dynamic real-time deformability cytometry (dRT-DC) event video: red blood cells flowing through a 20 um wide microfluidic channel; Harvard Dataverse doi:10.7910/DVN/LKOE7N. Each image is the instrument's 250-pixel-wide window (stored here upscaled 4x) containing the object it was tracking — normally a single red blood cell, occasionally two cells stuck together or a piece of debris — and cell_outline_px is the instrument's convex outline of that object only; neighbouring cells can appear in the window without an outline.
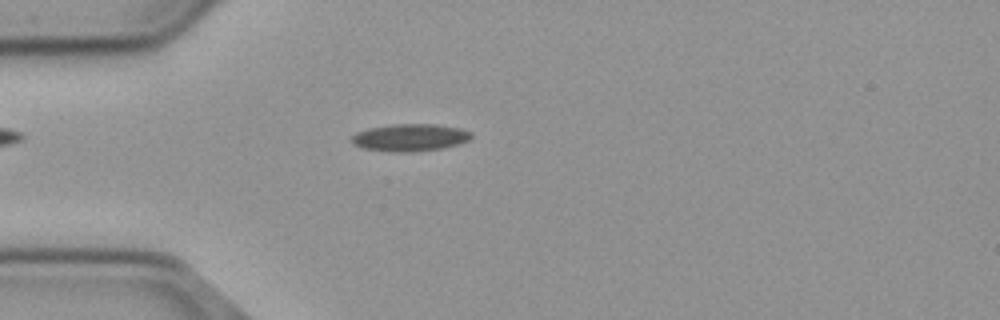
{"species": "common noctule bat (a hibernating species)", "species_latin": "Nyctalus noctula", "temperature_condition": "cold", "stored_images_in_passage": 46, "camera_frame_rate_fps": 3000, "um_per_image_px": 0.085, "animal": {"sex": "male", "body_mass_g": 23.1, "forearm_length_mm": 52.7}, "frame": {"image": 1, "passage_image": 6, "time_ms": 1.667, "image_size_px": [1000, 320], "cell_outline_px": [[472, 136], [468, 140], [460, 144], [440, 148], [412, 152], [388, 152], [360, 148], [352, 144], [348, 140], [356, 132], [368, 128], [396, 124], [436, 124], [460, 128], [472, 132]], "centroid_in_image_um": [34.8, 11.7], "position_along_channel_um": 50.2, "area_um2": 19.31}}
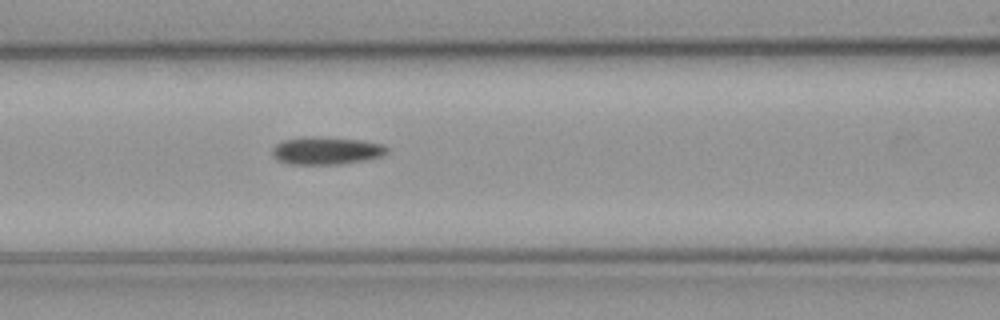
{"frame": {"image": 2, "passage_image": 14, "time_ms": 4.333, "image_size_px": [1000, 320], "cell_outline_px": [[388, 152], [380, 156], [364, 160], [340, 164], [288, 164], [276, 160], [272, 152], [272, 148], [276, 144], [284, 140], [300, 136], [320, 136], [360, 140], [384, 144], [388, 148]], "centroid_in_image_um": [27.7, 12.79], "position_along_channel_um": 138.9, "area_um2": 18.67}}
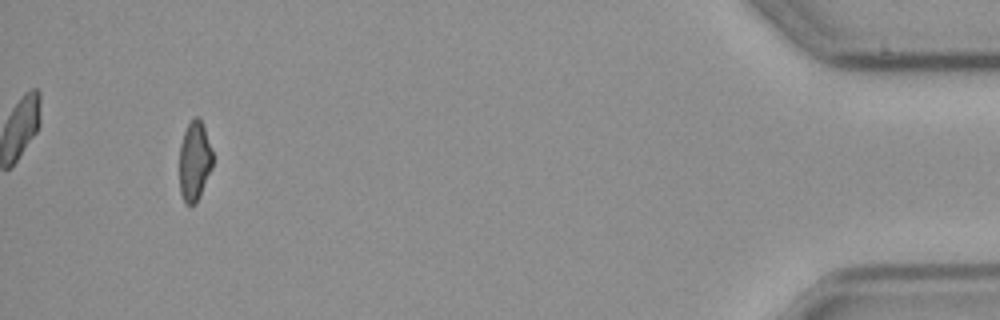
{"frame": {"image": 3, "passage_image": 43, "time_ms": 14.0, "image_size_px": [1000, 320], "cell_outline_px": [[212, 168], [200, 196], [196, 204], [184, 204], [180, 192], [180, 144], [184, 132], [188, 124], [196, 116], [200, 116], [212, 148]], "centroid_in_image_um": [16.54, 13.7], "position_along_channel_um": 418.7, "area_um2": 15.55}}